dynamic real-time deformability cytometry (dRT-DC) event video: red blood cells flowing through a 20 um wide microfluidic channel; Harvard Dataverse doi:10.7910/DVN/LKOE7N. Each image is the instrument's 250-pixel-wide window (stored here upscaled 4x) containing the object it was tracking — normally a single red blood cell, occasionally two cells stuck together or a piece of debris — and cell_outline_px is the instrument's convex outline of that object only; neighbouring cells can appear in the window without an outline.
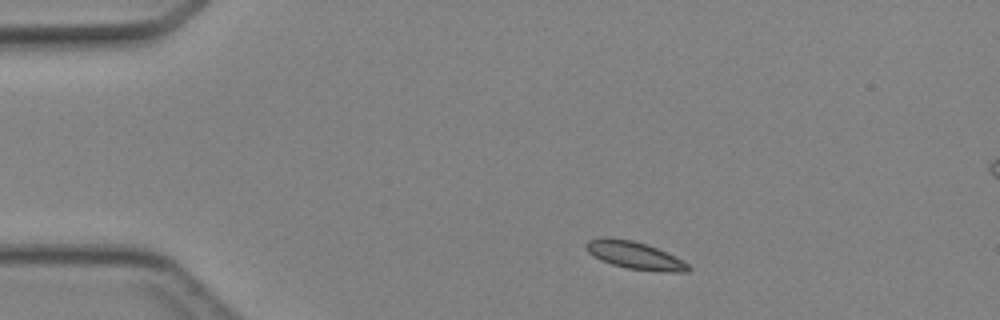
{"species": "Egyptian fruit bat (a non-hibernating species)", "species_latin": "Rousettus aegyptiacus", "temperature_condition": "cold", "stored_images_in_passage": 3, "camera_frame_rate_fps": 3000, "um_per_image_px": 0.085, "animal": {"sex": "female"}, "frame": {"image": 1, "passage_image": 1, "time_ms": 0.0, "image_size_px": [1000, 320], "cell_outline_px": [[692, 268], [688, 272], [660, 272], [628, 268], [612, 264], [600, 260], [588, 252], [584, 248], [584, 244], [588, 240], [604, 236], [608, 236], [632, 240], [656, 248], [676, 256], [684, 260]], "centroid_in_image_um": [53.95, 21.7], "position_along_channel_um": 31.1, "area_um2": 16.65}}
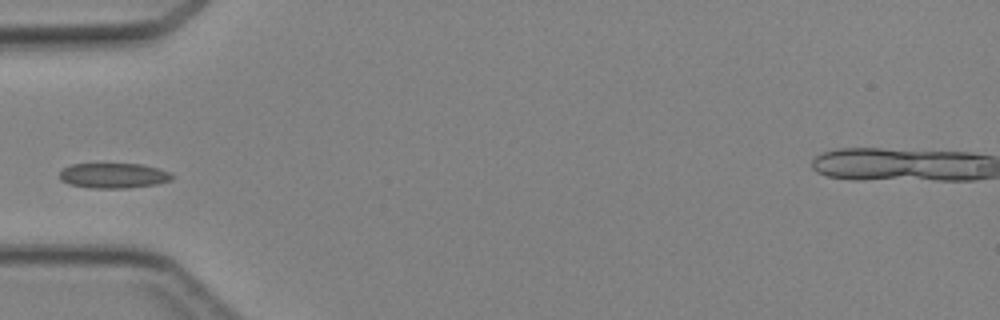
{"frame": {"image": 2, "passage_image": 3, "time_ms": 2.333, "image_size_px": [1000, 320], "cell_outline_px": [[176, 176], [172, 180], [156, 184], [128, 188], [92, 188], [68, 184], [60, 180], [60, 172], [64, 168], [72, 164], [144, 164], [160, 168], [172, 172]], "centroid_in_image_um": [9.72, 14.92], "position_along_channel_um": 75.3, "area_um2": 16.7}}